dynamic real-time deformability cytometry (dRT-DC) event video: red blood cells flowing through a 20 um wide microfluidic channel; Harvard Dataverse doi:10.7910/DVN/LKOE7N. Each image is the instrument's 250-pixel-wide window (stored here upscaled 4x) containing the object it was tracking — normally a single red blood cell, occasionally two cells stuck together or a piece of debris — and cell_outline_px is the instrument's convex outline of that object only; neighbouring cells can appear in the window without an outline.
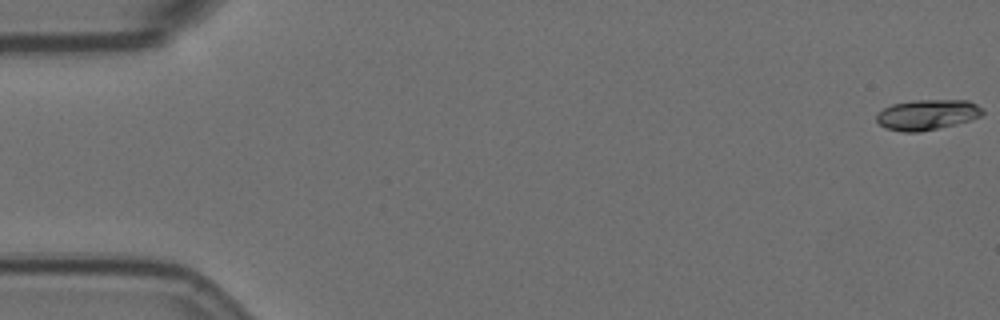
{"species": "Egyptian fruit bat (a non-hibernating species)", "species_latin": "Rousettus aegyptiacus", "temperature_condition": "room temperature", "stored_images_in_passage": 58, "camera_frame_rate_fps": 3000, "um_per_image_px": 0.085, "animal": {"sex": "female"}, "frame": {"image": 1, "passage_image": 1, "time_ms": 0.0, "image_size_px": [1000, 320], "cell_outline_px": [[984, 112], [980, 116], [956, 124], [920, 132], [904, 132], [888, 128], [880, 124], [876, 120], [876, 116], [884, 108], [892, 104], [912, 100], [968, 100], [984, 108]], "centroid_in_image_um": [78.83, 9.74], "position_along_channel_um": 6.2, "area_um2": 18.67}}
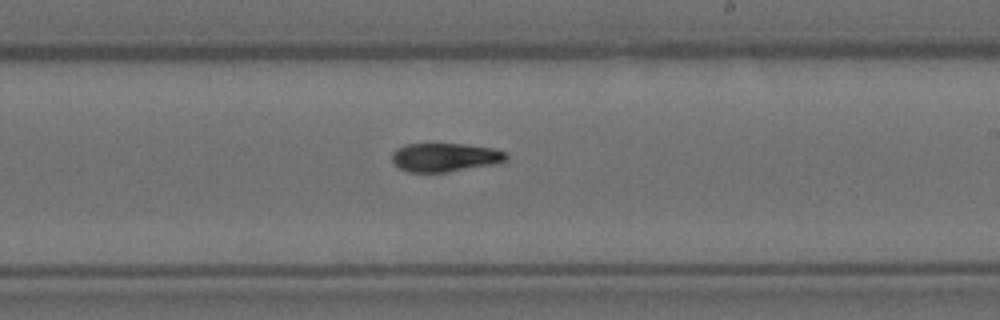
{"frame": {"image": 2, "passage_image": 34, "time_ms": 11.0, "image_size_px": [1000, 320], "cell_outline_px": [[508, 156], [500, 164], [448, 172], [408, 172], [392, 164], [392, 152], [396, 148], [404, 144], [464, 144], [496, 148], [504, 152]], "centroid_in_image_um": [37.83, 13.38], "position_along_channel_um": 251.2, "area_um2": 19.42}}
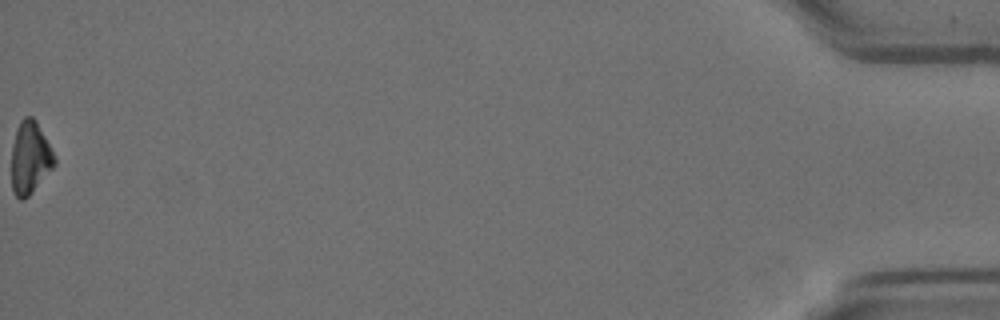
{"frame": {"image": 3, "passage_image": 58, "time_ms": 19.0, "image_size_px": [1000, 320], "cell_outline_px": [[56, 164], [28, 196], [24, 200], [20, 200], [16, 196], [12, 188], [12, 144], [16, 128], [20, 120], [24, 116], [32, 116], [36, 120], [56, 160]], "centroid_in_image_um": [2.53, 13.39], "position_along_channel_um": 432.7, "area_um2": 17.92}, "authors_computed_cell_mechanics": {"area_um2": 19.0162, "velocity_mm_per_s": 3.5726, "shape_relaxation_time_tau1_ms": 4.6667, "shape_relaxation_time_tau2_ms": null, "deformation_change_tau1": 0.1711, "deformation_change_tau2": null}}